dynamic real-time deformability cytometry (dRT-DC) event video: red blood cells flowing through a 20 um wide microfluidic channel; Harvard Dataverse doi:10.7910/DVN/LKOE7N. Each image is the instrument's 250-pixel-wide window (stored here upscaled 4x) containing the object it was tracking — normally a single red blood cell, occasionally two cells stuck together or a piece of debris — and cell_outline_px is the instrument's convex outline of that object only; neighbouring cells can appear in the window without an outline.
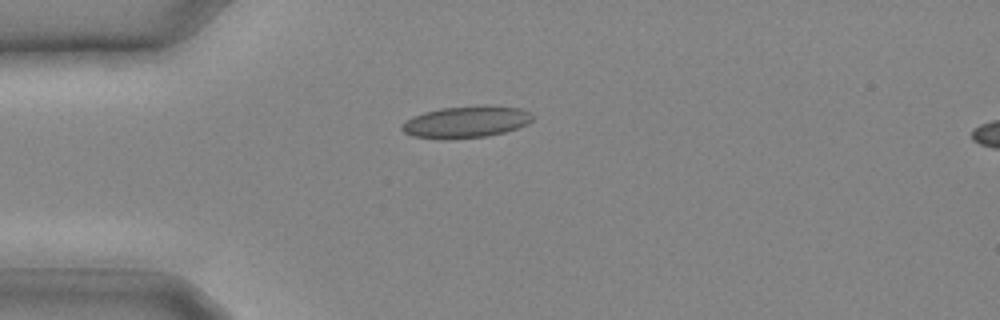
{"species": "common noctule bat (a hibernating species)", "species_latin": "Nyctalus noctula", "temperature_condition": "cold", "stored_images_in_passage": 8, "camera_frame_rate_fps": 3000, "um_per_image_px": 0.085, "animal": {"sex": "male", "body_mass_g": 20.4}, "frame": {"image": 1, "passage_image": 5, "time_ms": 1.333, "image_size_px": [1000, 320], "cell_outline_px": [[532, 120], [528, 124], [504, 132], [488, 136], [452, 140], [440, 140], [412, 136], [404, 132], [400, 128], [412, 116], [424, 112], [440, 108], [484, 104], [520, 108], [532, 112]], "centroid_in_image_um": [39.63, 10.36], "position_along_channel_um": 45.4, "area_um2": 24.68}}
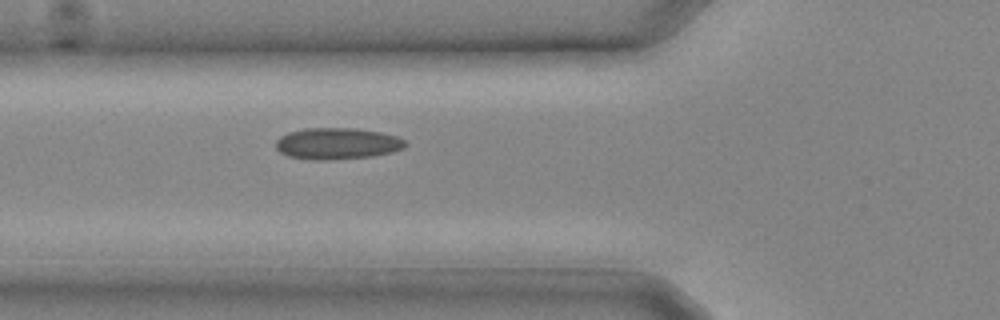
{"frame": {"image": 2, "passage_image": 8, "time_ms": 2.333, "image_size_px": [1000, 320], "cell_outline_px": [[408, 144], [404, 148], [392, 152], [372, 156], [328, 160], [312, 160], [288, 156], [280, 152], [276, 148], [276, 140], [280, 136], [288, 132], [304, 128], [356, 128], [380, 132], [396, 136], [404, 140]], "centroid_in_image_um": [28.65, 12.2], "position_along_channel_um": 97.1, "area_um2": 23.87}}